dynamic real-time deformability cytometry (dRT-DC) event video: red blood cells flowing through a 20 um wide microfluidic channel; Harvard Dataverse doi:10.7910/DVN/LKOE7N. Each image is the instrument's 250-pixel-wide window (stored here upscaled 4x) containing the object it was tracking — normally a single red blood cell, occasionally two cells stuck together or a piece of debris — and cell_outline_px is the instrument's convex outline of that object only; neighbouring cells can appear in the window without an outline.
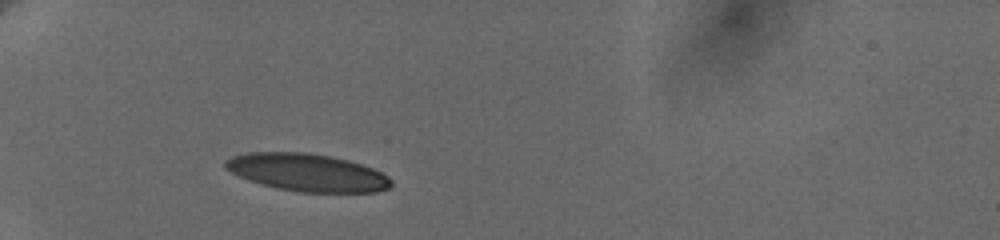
{"species": "human", "species_latin": "Homo sapiens", "temperature_condition": "cold", "stored_images_in_passage": 2, "camera_frame_rate_fps": 3000, "um_per_image_px": 0.085, "donor": {"sex": "female"}, "frame": {"image": 1, "passage_image": 1, "time_ms": 0.0, "image_size_px": [1000, 240], "cell_outline_px": [[392, 188], [376, 192], [300, 192], [276, 188], [260, 184], [248, 180], [224, 168], [224, 160], [232, 156], [248, 152], [308, 152], [332, 156], [348, 160], [372, 168], [388, 176], [392, 180]], "centroid_in_image_um": [26.11, 14.66], "position_along_channel_um": 58.9, "area_um2": 36.53}}
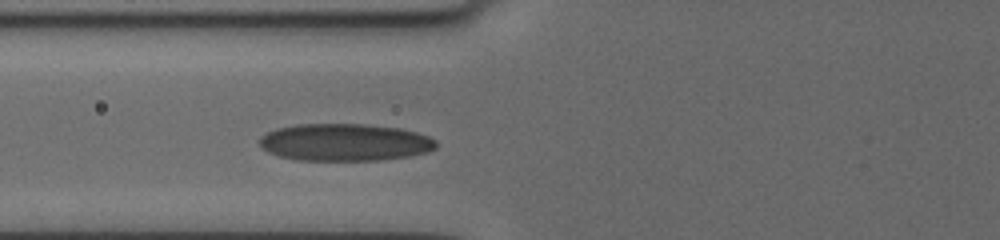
{"frame": {"image": 2, "passage_image": 2, "time_ms": 1.667, "image_size_px": [1000, 240], "cell_outline_px": [[436, 148], [428, 152], [408, 156], [380, 160], [296, 160], [280, 156], [268, 152], [260, 148], [260, 136], [276, 128], [296, 124], [364, 124], [400, 128], [416, 132], [428, 136], [436, 140]], "centroid_in_image_um": [29.29, 12.09], "position_along_channel_um": 96.5, "area_um2": 38.49}}